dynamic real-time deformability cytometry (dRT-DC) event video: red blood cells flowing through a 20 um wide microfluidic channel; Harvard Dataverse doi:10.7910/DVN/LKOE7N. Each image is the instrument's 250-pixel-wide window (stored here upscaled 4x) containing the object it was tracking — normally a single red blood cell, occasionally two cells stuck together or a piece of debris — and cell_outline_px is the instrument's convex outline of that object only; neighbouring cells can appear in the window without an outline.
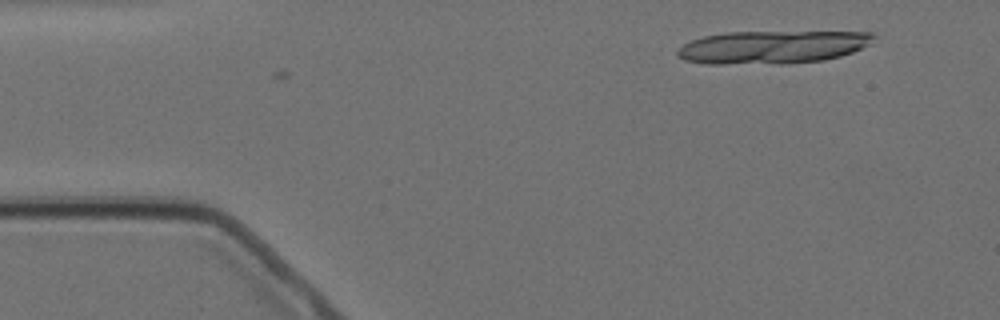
{"species": "Egyptian fruit bat (a non-hibernating species)", "species_latin": "Rousettus aegyptiacus", "temperature_condition": "cold", "stored_images_in_passage": 3, "camera_frame_rate_fps": 3000, "um_per_image_px": 0.085, "animal": {"sex": "female"}, "frame": {"image": 1, "passage_image": 3, "time_ms": 2.333, "image_size_px": [1000, 320], "cell_outline_px": [[876, 36], [872, 44], [852, 52], [840, 56], [824, 60], [784, 64], [708, 64], [684, 60], [676, 52], [684, 44], [692, 40], [704, 36], [728, 32], [872, 32]], "centroid_in_image_um": [65.7, 4.01], "position_along_channel_um": 19.3, "area_um2": 37.86}}